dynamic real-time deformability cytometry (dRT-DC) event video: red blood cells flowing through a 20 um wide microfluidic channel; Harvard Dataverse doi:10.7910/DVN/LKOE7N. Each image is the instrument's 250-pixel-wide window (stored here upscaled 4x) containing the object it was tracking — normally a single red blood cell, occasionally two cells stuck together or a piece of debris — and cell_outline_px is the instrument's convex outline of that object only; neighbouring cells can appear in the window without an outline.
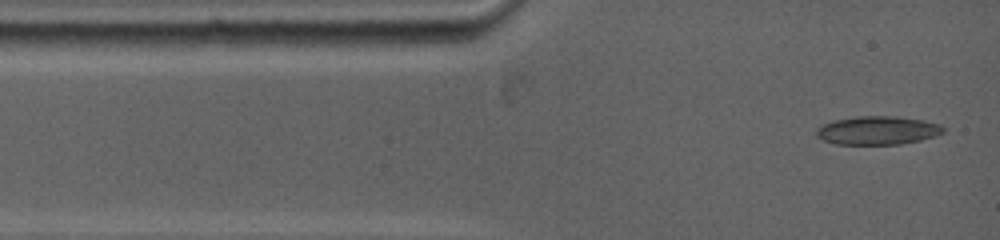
{"species": "common noctule bat (a hibernating species)", "species_latin": "Nyctalus noctula", "temperature_condition": "warm", "stored_images_in_passage": 43, "camera_frame_rate_fps": 5000, "um_per_image_px": 0.085, "animal": {"sex": "female", "body_mass_g": 19.0, "forearm_length_mm": 53.3}, "frame": {"image": 1, "passage_image": 1, "time_ms": 0.0, "image_size_px": [1000, 240], "cell_outline_px": [[944, 132], [936, 136], [920, 140], [900, 144], [836, 144], [824, 140], [816, 136], [816, 128], [832, 120], [856, 116], [896, 116], [924, 120], [940, 124], [944, 128]], "centroid_in_image_um": [74.6, 11.08], "position_along_channel_um": 10.4, "area_um2": 21.15}}
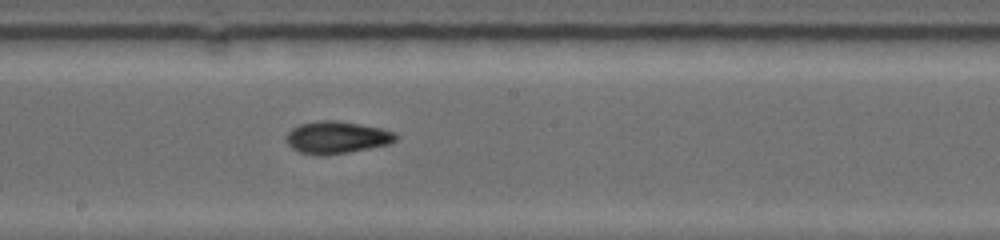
{"frame": {"image": 2, "passage_image": 16, "time_ms": 6.2, "image_size_px": [1000, 240], "cell_outline_px": [[396, 140], [384, 144], [368, 148], [348, 152], [300, 152], [292, 148], [288, 144], [288, 132], [292, 128], [300, 124], [320, 120], [340, 120], [380, 128], [392, 132], [396, 136]], "centroid_in_image_um": [28.62, 11.62], "position_along_channel_um": 219.6, "area_um2": 19.48}}
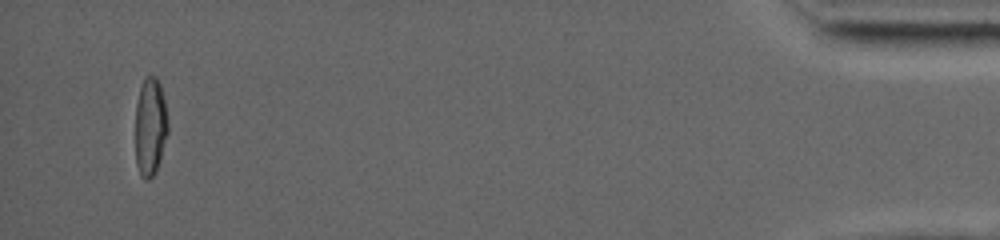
{"frame": {"image": 3, "passage_image": 39, "time_ms": 14.4, "image_size_px": [1000, 240], "cell_outline_px": [[168, 132], [160, 160], [156, 172], [148, 180], [144, 180], [140, 176], [136, 164], [136, 104], [140, 88], [144, 76], [156, 76], [160, 84], [164, 96], [168, 120]], "centroid_in_image_um": [12.78, 10.77], "position_along_channel_um": 422.4, "area_um2": 18.9}, "authors_computed_cell_mechanics": {"area_um2": 19.4786, "velocity_mm_per_s": 3.9461, "shape_relaxation_time_tau1_ms": null, "shape_relaxation_time_tau2_ms": 3.1154, "deformation_change_tau1": null, "deformation_change_tau2": 0.065}}